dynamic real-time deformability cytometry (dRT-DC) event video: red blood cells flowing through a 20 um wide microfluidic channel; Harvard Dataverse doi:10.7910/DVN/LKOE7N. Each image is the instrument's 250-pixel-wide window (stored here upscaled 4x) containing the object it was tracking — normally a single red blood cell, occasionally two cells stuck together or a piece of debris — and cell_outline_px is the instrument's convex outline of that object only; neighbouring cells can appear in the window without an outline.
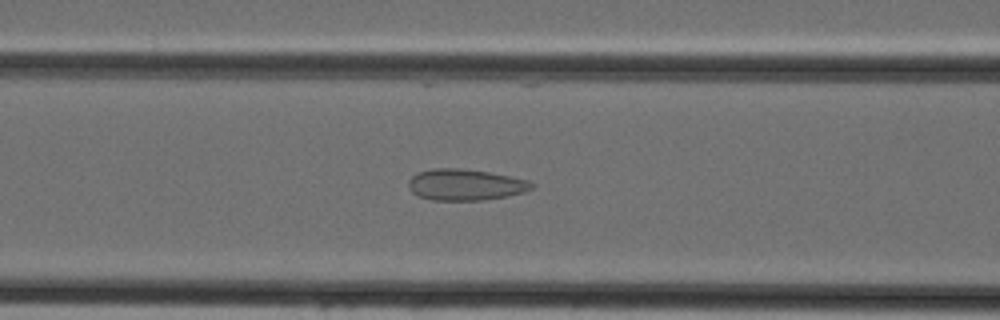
{"species": "Egyptian fruit bat (a non-hibernating species)", "species_latin": "Rousettus aegyptiacus", "temperature_condition": "cold", "stored_images_in_passage": 46, "camera_frame_rate_fps": 3000, "um_per_image_px": 0.085, "animal": {"sex": "female"}, "frame": {"image": 1, "passage_image": 19, "time_ms": 6.0, "image_size_px": [1000, 320], "cell_outline_px": [[536, 184], [532, 188], [524, 192], [508, 196], [484, 200], [432, 200], [420, 196], [412, 192], [408, 188], [408, 180], [416, 172], [432, 168], [460, 168], [488, 172], [528, 180]], "centroid_in_image_um": [39.53, 15.7], "position_along_channel_um": 127.1, "area_um2": 22.54}}
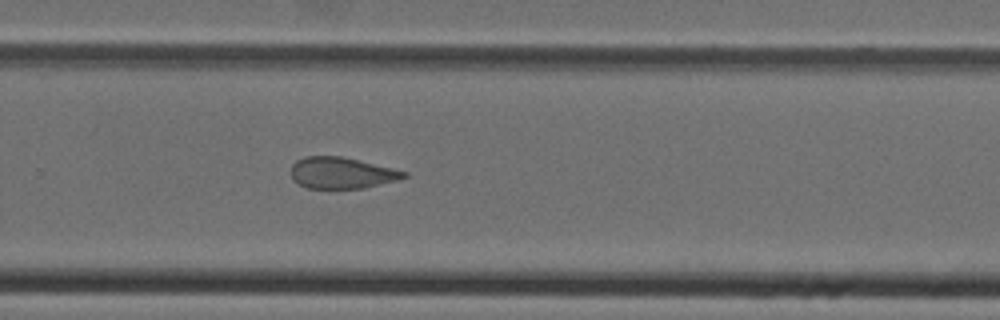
{"frame": {"image": 2, "passage_image": 31, "time_ms": 10.0, "image_size_px": [1000, 320], "cell_outline_px": [[408, 176], [400, 180], [364, 188], [308, 188], [292, 180], [292, 164], [296, 160], [304, 156], [340, 156], [392, 168], [408, 172]], "centroid_in_image_um": [29.06, 14.7], "position_along_channel_um": 300.7, "area_um2": 20.58}}
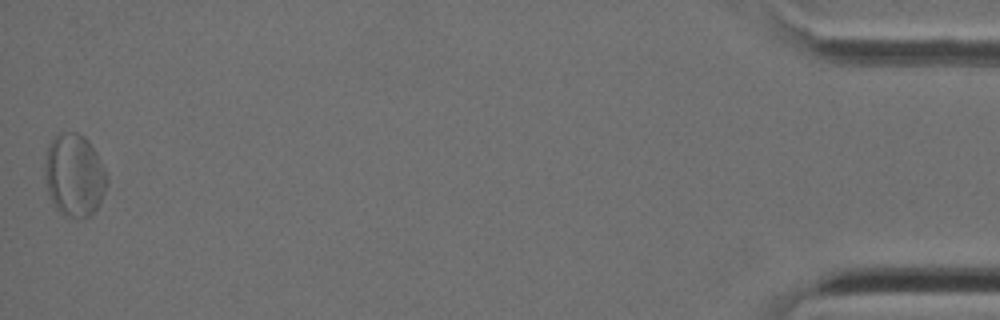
{"frame": {"image": 3, "passage_image": 46, "time_ms": 15.0, "image_size_px": [1000, 320], "cell_outline_px": [[108, 180], [104, 192], [96, 208], [88, 216], [64, 216], [56, 208], [48, 192], [44, 176], [44, 164], [48, 144], [52, 136], [56, 132], [76, 132], [84, 136], [88, 140], [96, 152], [108, 176]], "centroid_in_image_um": [6.29, 14.83], "position_along_channel_um": 428.9, "area_um2": 29.94}}